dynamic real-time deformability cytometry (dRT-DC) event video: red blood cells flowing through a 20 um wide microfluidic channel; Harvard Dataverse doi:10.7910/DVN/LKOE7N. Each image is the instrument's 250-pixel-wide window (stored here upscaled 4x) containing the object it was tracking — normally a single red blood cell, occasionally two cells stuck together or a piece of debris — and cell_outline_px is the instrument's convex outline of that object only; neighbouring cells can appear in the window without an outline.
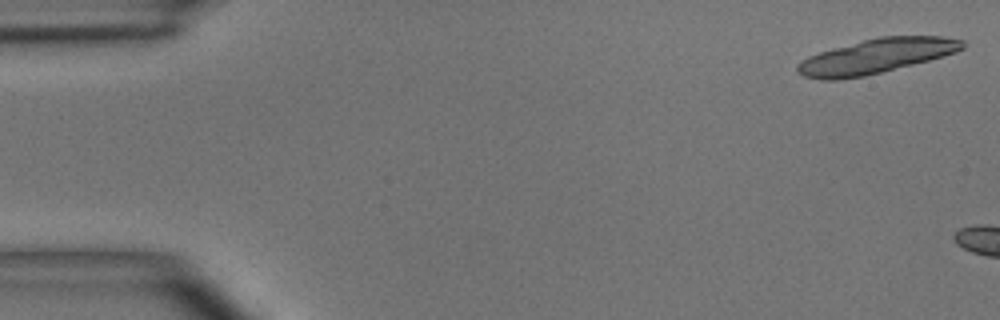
{"species": "common noctule bat (a hibernating species)", "species_latin": "Nyctalus noctula", "temperature_condition": "room temperature", "stored_images_in_passage": 2, "camera_frame_rate_fps": 3000, "um_per_image_px": 0.085, "animal": {"sex": "male", "body_mass_g": 15.6}, "frame": {"image": 1, "passage_image": 1, "time_ms": 0.0, "image_size_px": [1000, 320], "cell_outline_px": [[964, 48], [956, 52], [928, 60], [864, 76], [836, 80], [820, 80], [804, 76], [796, 72], [796, 68], [800, 60], [808, 56], [832, 48], [880, 36], [940, 36], [964, 40]], "centroid_in_image_um": [74.43, 4.77], "position_along_channel_um": 10.6, "area_um2": 33.0}}